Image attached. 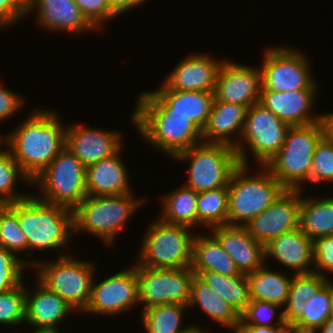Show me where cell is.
<instances>
[{"instance_id": "obj_46", "label": "cell", "mask_w": 333, "mask_h": 333, "mask_svg": "<svg viewBox=\"0 0 333 333\" xmlns=\"http://www.w3.org/2000/svg\"><path fill=\"white\" fill-rule=\"evenodd\" d=\"M22 105V98L0 86V121L12 116Z\"/></svg>"}, {"instance_id": "obj_6", "label": "cell", "mask_w": 333, "mask_h": 333, "mask_svg": "<svg viewBox=\"0 0 333 333\" xmlns=\"http://www.w3.org/2000/svg\"><path fill=\"white\" fill-rule=\"evenodd\" d=\"M32 182L41 186L39 200L70 210L87 196L86 166L66 146Z\"/></svg>"}, {"instance_id": "obj_35", "label": "cell", "mask_w": 333, "mask_h": 333, "mask_svg": "<svg viewBox=\"0 0 333 333\" xmlns=\"http://www.w3.org/2000/svg\"><path fill=\"white\" fill-rule=\"evenodd\" d=\"M228 186L197 193L198 223L210 228L228 225Z\"/></svg>"}, {"instance_id": "obj_44", "label": "cell", "mask_w": 333, "mask_h": 333, "mask_svg": "<svg viewBox=\"0 0 333 333\" xmlns=\"http://www.w3.org/2000/svg\"><path fill=\"white\" fill-rule=\"evenodd\" d=\"M314 264L318 270L333 272V235L313 241Z\"/></svg>"}, {"instance_id": "obj_23", "label": "cell", "mask_w": 333, "mask_h": 333, "mask_svg": "<svg viewBox=\"0 0 333 333\" xmlns=\"http://www.w3.org/2000/svg\"><path fill=\"white\" fill-rule=\"evenodd\" d=\"M271 255L286 267L295 269V274L314 272L308 269L314 264L313 241L300 228L283 233L265 245V258Z\"/></svg>"}, {"instance_id": "obj_8", "label": "cell", "mask_w": 333, "mask_h": 333, "mask_svg": "<svg viewBox=\"0 0 333 333\" xmlns=\"http://www.w3.org/2000/svg\"><path fill=\"white\" fill-rule=\"evenodd\" d=\"M148 228L139 265L162 269L191 267L194 236L189 234L190 227L159 220Z\"/></svg>"}, {"instance_id": "obj_12", "label": "cell", "mask_w": 333, "mask_h": 333, "mask_svg": "<svg viewBox=\"0 0 333 333\" xmlns=\"http://www.w3.org/2000/svg\"><path fill=\"white\" fill-rule=\"evenodd\" d=\"M262 88L277 92L315 89L307 59L295 50L273 48L264 54Z\"/></svg>"}, {"instance_id": "obj_25", "label": "cell", "mask_w": 333, "mask_h": 333, "mask_svg": "<svg viewBox=\"0 0 333 333\" xmlns=\"http://www.w3.org/2000/svg\"><path fill=\"white\" fill-rule=\"evenodd\" d=\"M119 151L120 149L115 154L86 167L87 195L109 196L130 193L127 169L119 159Z\"/></svg>"}, {"instance_id": "obj_2", "label": "cell", "mask_w": 333, "mask_h": 333, "mask_svg": "<svg viewBox=\"0 0 333 333\" xmlns=\"http://www.w3.org/2000/svg\"><path fill=\"white\" fill-rule=\"evenodd\" d=\"M325 135L324 121L290 126L283 146L266 167L287 190H302L300 184L310 180L314 152Z\"/></svg>"}, {"instance_id": "obj_47", "label": "cell", "mask_w": 333, "mask_h": 333, "mask_svg": "<svg viewBox=\"0 0 333 333\" xmlns=\"http://www.w3.org/2000/svg\"><path fill=\"white\" fill-rule=\"evenodd\" d=\"M279 324V325H278ZM278 326L242 325L249 333H285L290 326L285 322L283 312L278 316Z\"/></svg>"}, {"instance_id": "obj_37", "label": "cell", "mask_w": 333, "mask_h": 333, "mask_svg": "<svg viewBox=\"0 0 333 333\" xmlns=\"http://www.w3.org/2000/svg\"><path fill=\"white\" fill-rule=\"evenodd\" d=\"M0 247L13 253L28 249V240L18 221L17 202L0 204Z\"/></svg>"}, {"instance_id": "obj_14", "label": "cell", "mask_w": 333, "mask_h": 333, "mask_svg": "<svg viewBox=\"0 0 333 333\" xmlns=\"http://www.w3.org/2000/svg\"><path fill=\"white\" fill-rule=\"evenodd\" d=\"M301 190H285L262 213L255 216L245 227L250 236L267 245L277 236L299 228Z\"/></svg>"}, {"instance_id": "obj_49", "label": "cell", "mask_w": 333, "mask_h": 333, "mask_svg": "<svg viewBox=\"0 0 333 333\" xmlns=\"http://www.w3.org/2000/svg\"><path fill=\"white\" fill-rule=\"evenodd\" d=\"M323 121L326 128V134L333 141V113L323 114Z\"/></svg>"}, {"instance_id": "obj_26", "label": "cell", "mask_w": 333, "mask_h": 333, "mask_svg": "<svg viewBox=\"0 0 333 333\" xmlns=\"http://www.w3.org/2000/svg\"><path fill=\"white\" fill-rule=\"evenodd\" d=\"M39 288L30 297L25 290V322L36 328H55L73 309L57 293L39 281Z\"/></svg>"}, {"instance_id": "obj_50", "label": "cell", "mask_w": 333, "mask_h": 333, "mask_svg": "<svg viewBox=\"0 0 333 333\" xmlns=\"http://www.w3.org/2000/svg\"><path fill=\"white\" fill-rule=\"evenodd\" d=\"M317 331H320V333H333V319L329 318Z\"/></svg>"}, {"instance_id": "obj_20", "label": "cell", "mask_w": 333, "mask_h": 333, "mask_svg": "<svg viewBox=\"0 0 333 333\" xmlns=\"http://www.w3.org/2000/svg\"><path fill=\"white\" fill-rule=\"evenodd\" d=\"M221 64L207 55H190L176 66L158 90L214 92Z\"/></svg>"}, {"instance_id": "obj_3", "label": "cell", "mask_w": 333, "mask_h": 333, "mask_svg": "<svg viewBox=\"0 0 333 333\" xmlns=\"http://www.w3.org/2000/svg\"><path fill=\"white\" fill-rule=\"evenodd\" d=\"M17 216L28 240V250L63 246L74 228L73 210L31 195L17 202Z\"/></svg>"}, {"instance_id": "obj_41", "label": "cell", "mask_w": 333, "mask_h": 333, "mask_svg": "<svg viewBox=\"0 0 333 333\" xmlns=\"http://www.w3.org/2000/svg\"><path fill=\"white\" fill-rule=\"evenodd\" d=\"M333 181V141L326 134L318 143L312 160L310 180L313 183Z\"/></svg>"}, {"instance_id": "obj_39", "label": "cell", "mask_w": 333, "mask_h": 333, "mask_svg": "<svg viewBox=\"0 0 333 333\" xmlns=\"http://www.w3.org/2000/svg\"><path fill=\"white\" fill-rule=\"evenodd\" d=\"M23 282L0 294V323L19 325L25 322V287Z\"/></svg>"}, {"instance_id": "obj_45", "label": "cell", "mask_w": 333, "mask_h": 333, "mask_svg": "<svg viewBox=\"0 0 333 333\" xmlns=\"http://www.w3.org/2000/svg\"><path fill=\"white\" fill-rule=\"evenodd\" d=\"M27 12V0H0V27L15 22Z\"/></svg>"}, {"instance_id": "obj_22", "label": "cell", "mask_w": 333, "mask_h": 333, "mask_svg": "<svg viewBox=\"0 0 333 333\" xmlns=\"http://www.w3.org/2000/svg\"><path fill=\"white\" fill-rule=\"evenodd\" d=\"M315 90L300 89L277 92L261 89L259 103L290 126L307 125L323 121V115L315 118L309 115L310 108L313 107Z\"/></svg>"}, {"instance_id": "obj_48", "label": "cell", "mask_w": 333, "mask_h": 333, "mask_svg": "<svg viewBox=\"0 0 333 333\" xmlns=\"http://www.w3.org/2000/svg\"><path fill=\"white\" fill-rule=\"evenodd\" d=\"M145 0H109L114 12L119 15L130 8H133Z\"/></svg>"}, {"instance_id": "obj_51", "label": "cell", "mask_w": 333, "mask_h": 333, "mask_svg": "<svg viewBox=\"0 0 333 333\" xmlns=\"http://www.w3.org/2000/svg\"><path fill=\"white\" fill-rule=\"evenodd\" d=\"M33 333H59L58 329L37 328Z\"/></svg>"}, {"instance_id": "obj_43", "label": "cell", "mask_w": 333, "mask_h": 333, "mask_svg": "<svg viewBox=\"0 0 333 333\" xmlns=\"http://www.w3.org/2000/svg\"><path fill=\"white\" fill-rule=\"evenodd\" d=\"M75 3L95 27H99L102 25L101 22L117 16L109 0H75Z\"/></svg>"}, {"instance_id": "obj_31", "label": "cell", "mask_w": 333, "mask_h": 333, "mask_svg": "<svg viewBox=\"0 0 333 333\" xmlns=\"http://www.w3.org/2000/svg\"><path fill=\"white\" fill-rule=\"evenodd\" d=\"M328 283L323 273L294 274L291 278L286 308L283 311L285 322L292 327L300 319V306Z\"/></svg>"}, {"instance_id": "obj_33", "label": "cell", "mask_w": 333, "mask_h": 333, "mask_svg": "<svg viewBox=\"0 0 333 333\" xmlns=\"http://www.w3.org/2000/svg\"><path fill=\"white\" fill-rule=\"evenodd\" d=\"M161 221L187 227L198 224L197 193L182 186L164 198Z\"/></svg>"}, {"instance_id": "obj_34", "label": "cell", "mask_w": 333, "mask_h": 333, "mask_svg": "<svg viewBox=\"0 0 333 333\" xmlns=\"http://www.w3.org/2000/svg\"><path fill=\"white\" fill-rule=\"evenodd\" d=\"M331 308V281L300 306V319L292 326L300 333H316L329 319Z\"/></svg>"}, {"instance_id": "obj_21", "label": "cell", "mask_w": 333, "mask_h": 333, "mask_svg": "<svg viewBox=\"0 0 333 333\" xmlns=\"http://www.w3.org/2000/svg\"><path fill=\"white\" fill-rule=\"evenodd\" d=\"M120 136L117 132L72 125L66 129L65 146L88 167L115 154L121 148Z\"/></svg>"}, {"instance_id": "obj_17", "label": "cell", "mask_w": 333, "mask_h": 333, "mask_svg": "<svg viewBox=\"0 0 333 333\" xmlns=\"http://www.w3.org/2000/svg\"><path fill=\"white\" fill-rule=\"evenodd\" d=\"M261 68H251L233 62H222L216 79V100L236 103L248 108L258 103L262 88Z\"/></svg>"}, {"instance_id": "obj_9", "label": "cell", "mask_w": 333, "mask_h": 333, "mask_svg": "<svg viewBox=\"0 0 333 333\" xmlns=\"http://www.w3.org/2000/svg\"><path fill=\"white\" fill-rule=\"evenodd\" d=\"M203 143L175 156L182 160L191 158L189 179L185 186L196 193L228 186L233 171L240 164L235 148L225 144Z\"/></svg>"}, {"instance_id": "obj_15", "label": "cell", "mask_w": 333, "mask_h": 333, "mask_svg": "<svg viewBox=\"0 0 333 333\" xmlns=\"http://www.w3.org/2000/svg\"><path fill=\"white\" fill-rule=\"evenodd\" d=\"M91 285V296L85 312L117 314L139 302L135 267L120 271L99 284Z\"/></svg>"}, {"instance_id": "obj_18", "label": "cell", "mask_w": 333, "mask_h": 333, "mask_svg": "<svg viewBox=\"0 0 333 333\" xmlns=\"http://www.w3.org/2000/svg\"><path fill=\"white\" fill-rule=\"evenodd\" d=\"M247 110V106L214 99L211 113L202 129V142L205 139L206 143L225 144L235 148L239 163L247 165L248 158L244 147H241L242 142L233 143L229 139L235 131L242 135Z\"/></svg>"}, {"instance_id": "obj_13", "label": "cell", "mask_w": 333, "mask_h": 333, "mask_svg": "<svg viewBox=\"0 0 333 333\" xmlns=\"http://www.w3.org/2000/svg\"><path fill=\"white\" fill-rule=\"evenodd\" d=\"M290 125L280 120L261 103L251 105L242 132L261 166H266L283 146Z\"/></svg>"}, {"instance_id": "obj_16", "label": "cell", "mask_w": 333, "mask_h": 333, "mask_svg": "<svg viewBox=\"0 0 333 333\" xmlns=\"http://www.w3.org/2000/svg\"><path fill=\"white\" fill-rule=\"evenodd\" d=\"M214 99V92L156 90L140 94L136 109H172V113L187 115L202 130Z\"/></svg>"}, {"instance_id": "obj_4", "label": "cell", "mask_w": 333, "mask_h": 333, "mask_svg": "<svg viewBox=\"0 0 333 333\" xmlns=\"http://www.w3.org/2000/svg\"><path fill=\"white\" fill-rule=\"evenodd\" d=\"M247 166L239 164L230 177L228 225L245 226L286 190L266 166H262L266 169L265 175L260 174L257 177L245 175Z\"/></svg>"}, {"instance_id": "obj_7", "label": "cell", "mask_w": 333, "mask_h": 333, "mask_svg": "<svg viewBox=\"0 0 333 333\" xmlns=\"http://www.w3.org/2000/svg\"><path fill=\"white\" fill-rule=\"evenodd\" d=\"M131 195H87L73 210L72 231L91 232L107 244H112L124 222L142 202L133 200Z\"/></svg>"}, {"instance_id": "obj_32", "label": "cell", "mask_w": 333, "mask_h": 333, "mask_svg": "<svg viewBox=\"0 0 333 333\" xmlns=\"http://www.w3.org/2000/svg\"><path fill=\"white\" fill-rule=\"evenodd\" d=\"M240 315L250 302L249 284L246 274L225 276L213 271H203L198 275Z\"/></svg>"}, {"instance_id": "obj_52", "label": "cell", "mask_w": 333, "mask_h": 333, "mask_svg": "<svg viewBox=\"0 0 333 333\" xmlns=\"http://www.w3.org/2000/svg\"><path fill=\"white\" fill-rule=\"evenodd\" d=\"M329 318L333 319V283L331 282V308Z\"/></svg>"}, {"instance_id": "obj_55", "label": "cell", "mask_w": 333, "mask_h": 333, "mask_svg": "<svg viewBox=\"0 0 333 333\" xmlns=\"http://www.w3.org/2000/svg\"><path fill=\"white\" fill-rule=\"evenodd\" d=\"M285 333H300L297 329L290 327Z\"/></svg>"}, {"instance_id": "obj_5", "label": "cell", "mask_w": 333, "mask_h": 333, "mask_svg": "<svg viewBox=\"0 0 333 333\" xmlns=\"http://www.w3.org/2000/svg\"><path fill=\"white\" fill-rule=\"evenodd\" d=\"M145 140L175 156L202 140V130L185 114L172 109H135L132 116Z\"/></svg>"}, {"instance_id": "obj_30", "label": "cell", "mask_w": 333, "mask_h": 333, "mask_svg": "<svg viewBox=\"0 0 333 333\" xmlns=\"http://www.w3.org/2000/svg\"><path fill=\"white\" fill-rule=\"evenodd\" d=\"M306 199L301 197L300 230L312 241L333 235V198Z\"/></svg>"}, {"instance_id": "obj_42", "label": "cell", "mask_w": 333, "mask_h": 333, "mask_svg": "<svg viewBox=\"0 0 333 333\" xmlns=\"http://www.w3.org/2000/svg\"><path fill=\"white\" fill-rule=\"evenodd\" d=\"M281 305L265 301L250 300L244 312L240 315L241 325L275 326L271 325L274 310ZM252 321V322H251Z\"/></svg>"}, {"instance_id": "obj_40", "label": "cell", "mask_w": 333, "mask_h": 333, "mask_svg": "<svg viewBox=\"0 0 333 333\" xmlns=\"http://www.w3.org/2000/svg\"><path fill=\"white\" fill-rule=\"evenodd\" d=\"M24 264V265H23ZM36 265L20 260L16 255L3 247H0V294L5 293L22 283V268L26 265Z\"/></svg>"}, {"instance_id": "obj_53", "label": "cell", "mask_w": 333, "mask_h": 333, "mask_svg": "<svg viewBox=\"0 0 333 333\" xmlns=\"http://www.w3.org/2000/svg\"><path fill=\"white\" fill-rule=\"evenodd\" d=\"M234 328L236 329L235 333H249L241 324L236 325Z\"/></svg>"}, {"instance_id": "obj_24", "label": "cell", "mask_w": 333, "mask_h": 333, "mask_svg": "<svg viewBox=\"0 0 333 333\" xmlns=\"http://www.w3.org/2000/svg\"><path fill=\"white\" fill-rule=\"evenodd\" d=\"M28 12L37 8L39 23L53 30L80 32L96 28L76 5L75 0H27Z\"/></svg>"}, {"instance_id": "obj_54", "label": "cell", "mask_w": 333, "mask_h": 333, "mask_svg": "<svg viewBox=\"0 0 333 333\" xmlns=\"http://www.w3.org/2000/svg\"><path fill=\"white\" fill-rule=\"evenodd\" d=\"M203 330H199L197 327H193L190 325V328L184 333H203Z\"/></svg>"}, {"instance_id": "obj_1", "label": "cell", "mask_w": 333, "mask_h": 333, "mask_svg": "<svg viewBox=\"0 0 333 333\" xmlns=\"http://www.w3.org/2000/svg\"><path fill=\"white\" fill-rule=\"evenodd\" d=\"M55 113L36 111L10 136L1 139L31 182L65 147L66 129Z\"/></svg>"}, {"instance_id": "obj_10", "label": "cell", "mask_w": 333, "mask_h": 333, "mask_svg": "<svg viewBox=\"0 0 333 333\" xmlns=\"http://www.w3.org/2000/svg\"><path fill=\"white\" fill-rule=\"evenodd\" d=\"M39 281L74 309L85 310L91 296L94 265L59 254L55 263L39 264Z\"/></svg>"}, {"instance_id": "obj_28", "label": "cell", "mask_w": 333, "mask_h": 333, "mask_svg": "<svg viewBox=\"0 0 333 333\" xmlns=\"http://www.w3.org/2000/svg\"><path fill=\"white\" fill-rule=\"evenodd\" d=\"M196 303L211 319L222 325L233 329L240 324V314L198 275L194 274L188 306Z\"/></svg>"}, {"instance_id": "obj_29", "label": "cell", "mask_w": 333, "mask_h": 333, "mask_svg": "<svg viewBox=\"0 0 333 333\" xmlns=\"http://www.w3.org/2000/svg\"><path fill=\"white\" fill-rule=\"evenodd\" d=\"M250 300L265 301L285 306L291 278L261 266L246 274Z\"/></svg>"}, {"instance_id": "obj_38", "label": "cell", "mask_w": 333, "mask_h": 333, "mask_svg": "<svg viewBox=\"0 0 333 333\" xmlns=\"http://www.w3.org/2000/svg\"><path fill=\"white\" fill-rule=\"evenodd\" d=\"M18 175L25 179L24 181L32 183L25 176L11 152L9 150H0V204L18 202L28 197L27 194L19 195L13 193V187L16 183Z\"/></svg>"}, {"instance_id": "obj_27", "label": "cell", "mask_w": 333, "mask_h": 333, "mask_svg": "<svg viewBox=\"0 0 333 333\" xmlns=\"http://www.w3.org/2000/svg\"><path fill=\"white\" fill-rule=\"evenodd\" d=\"M190 268L196 275L203 271H213L225 276L241 274L214 235H194Z\"/></svg>"}, {"instance_id": "obj_36", "label": "cell", "mask_w": 333, "mask_h": 333, "mask_svg": "<svg viewBox=\"0 0 333 333\" xmlns=\"http://www.w3.org/2000/svg\"><path fill=\"white\" fill-rule=\"evenodd\" d=\"M186 305L171 303L152 306L142 313L143 324L148 333H184L190 327L181 329V317Z\"/></svg>"}, {"instance_id": "obj_11", "label": "cell", "mask_w": 333, "mask_h": 333, "mask_svg": "<svg viewBox=\"0 0 333 333\" xmlns=\"http://www.w3.org/2000/svg\"><path fill=\"white\" fill-rule=\"evenodd\" d=\"M134 267L138 278V303H145V309L171 303L188 306L194 277L191 268H148L139 264Z\"/></svg>"}, {"instance_id": "obj_19", "label": "cell", "mask_w": 333, "mask_h": 333, "mask_svg": "<svg viewBox=\"0 0 333 333\" xmlns=\"http://www.w3.org/2000/svg\"><path fill=\"white\" fill-rule=\"evenodd\" d=\"M224 251L240 273L247 274L263 266L265 246L253 239L245 226L222 225L212 228Z\"/></svg>"}]
</instances>
